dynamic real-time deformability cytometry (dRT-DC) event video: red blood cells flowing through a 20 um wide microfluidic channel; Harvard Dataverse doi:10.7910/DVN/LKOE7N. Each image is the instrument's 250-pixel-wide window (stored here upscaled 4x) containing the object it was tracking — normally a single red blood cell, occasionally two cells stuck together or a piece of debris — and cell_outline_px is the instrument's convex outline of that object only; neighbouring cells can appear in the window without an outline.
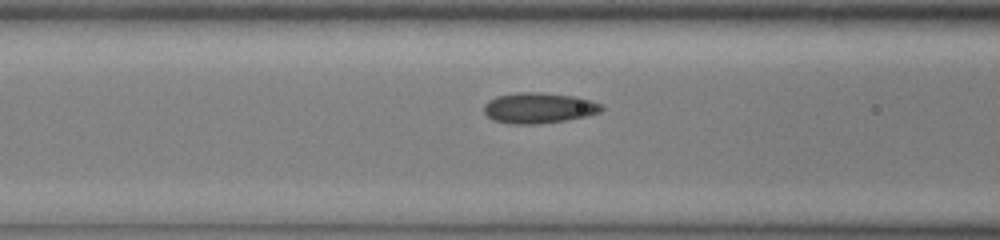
{"species": "common noctule bat (a hibernating species)", "species_latin": "Nyctalus noctula", "temperature_condition": "cold", "stored_images_in_passage": 18, "camera_frame_rate_fps": 3000, "um_per_image_px": 0.085, "animal": {"sex": "male", "body_mass_g": 13.0, "forearm_length_mm": 53.1}, "frame": {"image": 1, "passage_image": 13, "time_ms": 4.0, "image_size_px": [1000, 240], "cell_outline_px": [[604, 108], [600, 112], [584, 116], [564, 120], [540, 124], [508, 124], [492, 120], [484, 112], [484, 104], [488, 100], [496, 96], [520, 92], [540, 92], [576, 96], [604, 104]], "centroid_in_image_um": [45.78, 9.17], "position_along_channel_um": 120.8, "area_um2": 21.15}}
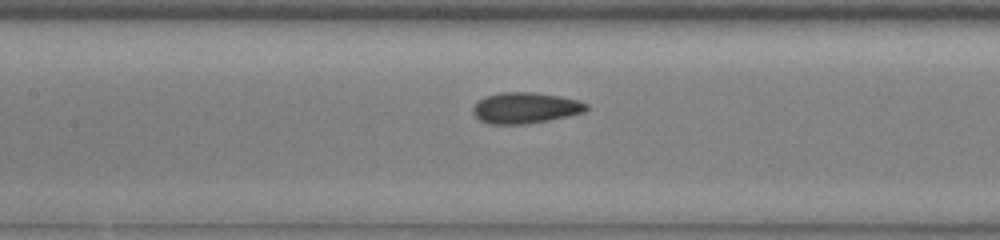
{"frame": {"image": 2, "passage_image": 16, "time_ms": 5.0, "image_size_px": [1000, 240], "cell_outline_px": [[588, 108], [584, 112], [568, 116], [548, 120], [524, 124], [488, 124], [480, 120], [472, 112], [472, 108], [484, 96], [500, 92], [536, 92], [560, 96], [576, 100], [588, 104]], "centroid_in_image_um": [44.64, 9.16], "position_along_channel_um": 162.8, "area_um2": 20.46}}